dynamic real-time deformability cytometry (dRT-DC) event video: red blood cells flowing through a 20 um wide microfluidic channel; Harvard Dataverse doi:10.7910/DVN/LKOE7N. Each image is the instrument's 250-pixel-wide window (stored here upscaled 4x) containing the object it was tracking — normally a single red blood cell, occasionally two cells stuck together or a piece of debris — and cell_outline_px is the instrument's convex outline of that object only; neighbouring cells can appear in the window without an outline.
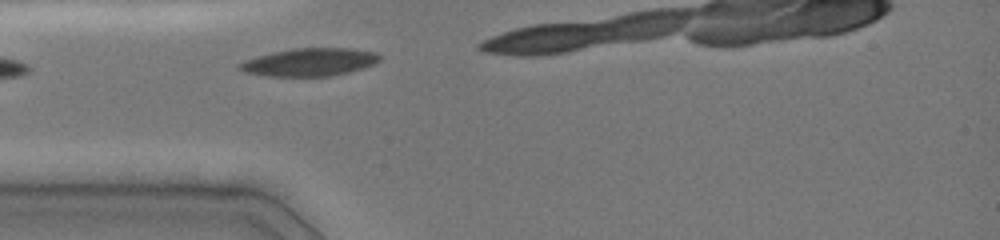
{"species": "common noctule bat (a hibernating species)", "species_latin": "Nyctalus noctula", "temperature_condition": "cold", "stored_images_in_passage": 5, "camera_frame_rate_fps": 3000, "um_per_image_px": 0.085, "animal": {"sex": "female", "body_mass_g": 19.0, "forearm_length_mm": 51.5}, "frame": {"image": 1, "passage_image": 1, "time_ms": 0.0, "image_size_px": [1000, 240], "cell_outline_px": [[380, 60], [376, 64], [364, 68], [332, 76], [268, 76], [244, 72], [236, 68], [236, 64], [244, 60], [256, 56], [272, 52], [292, 48], [352, 48], [376, 52], [380, 56]], "centroid_in_image_um": [26.3, 5.28], "position_along_channel_um": 58.7, "area_um2": 23.06}}